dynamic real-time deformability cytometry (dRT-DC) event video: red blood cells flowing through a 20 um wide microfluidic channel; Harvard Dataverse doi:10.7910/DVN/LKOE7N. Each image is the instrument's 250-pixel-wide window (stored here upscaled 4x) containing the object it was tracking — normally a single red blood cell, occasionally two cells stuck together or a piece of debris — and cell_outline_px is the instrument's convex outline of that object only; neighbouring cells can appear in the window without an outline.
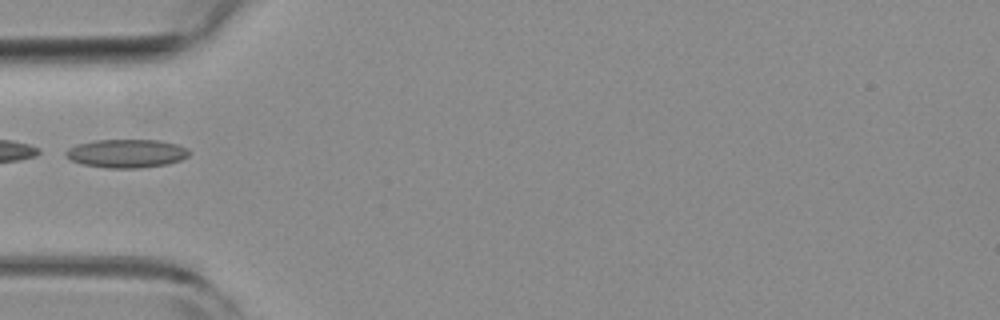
{"species": "common noctule bat (a hibernating species)", "species_latin": "Nyctalus noctula", "temperature_condition": "room temperature", "stored_images_in_passage": 6, "camera_frame_rate_fps": 3000, "um_per_image_px": 0.085, "animal": {"sex": "female", "body_mass_g": 19.3, "forearm_length_mm": 54.1}, "frame": {"image": 1, "passage_image": 1, "time_ms": 0.0, "image_size_px": [1000, 320], "cell_outline_px": [[192, 152], [188, 156], [180, 160], [168, 164], [140, 168], [108, 168], [84, 164], [72, 160], [64, 152], [68, 148], [76, 144], [96, 140], [160, 140], [176, 144], [188, 148]], "centroid_in_image_um": [10.8, 13.04], "position_along_channel_um": 74.2, "area_um2": 20.46}}
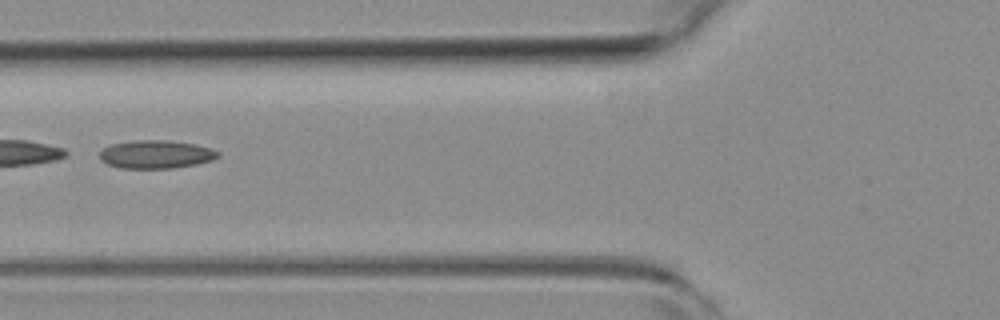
{"frame": {"image": 2, "passage_image": 4, "time_ms": 1.0, "image_size_px": [1000, 320], "cell_outline_px": [[220, 156], [212, 160], [196, 164], [172, 168], [120, 168], [108, 164], [100, 160], [100, 152], [104, 148], [112, 144], [136, 140], [168, 140], [192, 144], [212, 148], [220, 152]], "centroid_in_image_um": [13.27, 13.12], "position_along_channel_um": 112.5, "area_um2": 19.36}}